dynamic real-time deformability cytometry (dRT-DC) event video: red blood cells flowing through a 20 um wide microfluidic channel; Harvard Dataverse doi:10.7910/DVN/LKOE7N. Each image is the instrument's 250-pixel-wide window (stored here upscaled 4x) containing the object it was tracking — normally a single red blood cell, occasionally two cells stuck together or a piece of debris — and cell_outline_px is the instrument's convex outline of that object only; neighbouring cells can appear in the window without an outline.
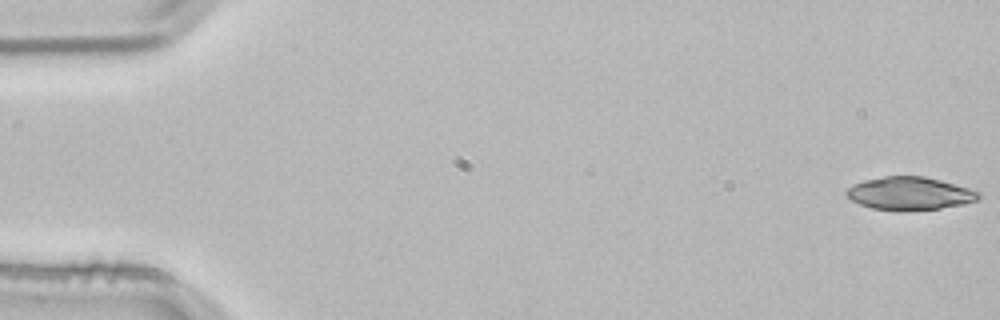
{"species": "common noctule bat (a hibernating species)", "species_latin": "Nyctalus noctula", "temperature_condition": "room temperature", "stored_images_in_passage": 11, "camera_frame_rate_fps": 3000, "um_per_image_px": 0.085, "animal": {"sex": "male", "body_mass_g": 21.5, "forearm_length_mm": 52.0}, "frame": {"image": 1, "passage_image": 1, "time_ms": 0.0, "image_size_px": [1000, 320], "cell_outline_px": [[980, 196], [976, 200], [964, 204], [940, 208], [904, 212], [900, 212], [872, 208], [860, 204], [852, 200], [844, 192], [848, 188], [864, 180], [884, 176], [924, 176], [940, 180], [968, 188], [980, 192]], "centroid_in_image_um": [77.32, 16.46], "position_along_channel_um": 7.7, "area_um2": 25.43}}